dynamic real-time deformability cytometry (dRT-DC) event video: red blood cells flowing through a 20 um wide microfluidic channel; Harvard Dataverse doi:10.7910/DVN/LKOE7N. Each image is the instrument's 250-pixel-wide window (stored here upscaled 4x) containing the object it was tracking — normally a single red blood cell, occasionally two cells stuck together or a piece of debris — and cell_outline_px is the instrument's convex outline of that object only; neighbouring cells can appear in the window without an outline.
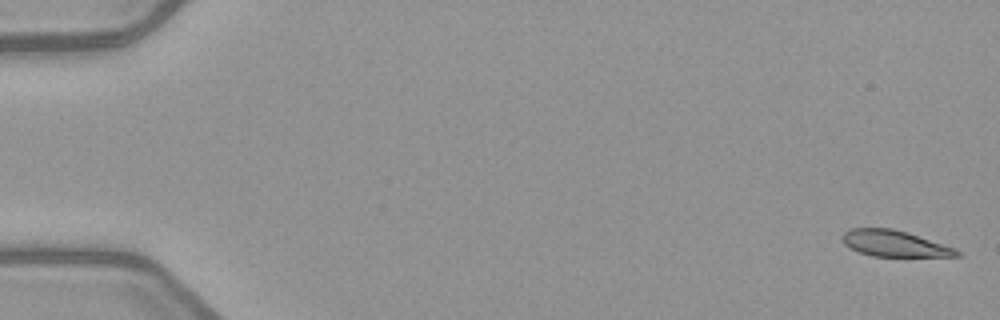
{"species": "common noctule bat (a hibernating species)", "species_latin": "Nyctalus noctula", "temperature_condition": "warm", "stored_images_in_passage": 5, "camera_frame_rate_fps": 3000, "um_per_image_px": 0.085, "animal": {"sex": "female", "body_mass_g": 21.9}, "frame": {"image": 1, "passage_image": 1, "time_ms": 0.0, "image_size_px": [1000, 320], "cell_outline_px": [[960, 256], [872, 256], [848, 248], [840, 240], [840, 236], [844, 232], [852, 228], [892, 228], [908, 232], [956, 248], [960, 252]], "centroid_in_image_um": [75.98, 20.69], "position_along_channel_um": 9.0, "area_um2": 17.57}}